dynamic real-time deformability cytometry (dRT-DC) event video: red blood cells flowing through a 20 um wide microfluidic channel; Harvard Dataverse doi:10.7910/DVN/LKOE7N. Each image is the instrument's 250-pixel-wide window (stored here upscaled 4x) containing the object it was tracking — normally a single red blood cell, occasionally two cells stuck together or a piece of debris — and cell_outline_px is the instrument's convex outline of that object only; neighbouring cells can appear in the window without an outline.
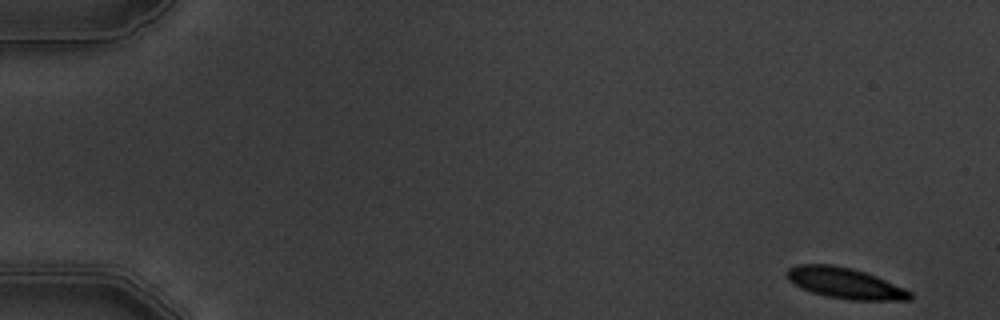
{"species": "common noctule bat (a hibernating species)", "species_latin": "Nyctalus noctula", "temperature_condition": "warm", "stored_images_in_passage": 10, "camera_frame_rate_fps": 3000, "um_per_image_px": 0.085, "animal": {"sex": "male", "body_mass_g": 19.5, "forearm_length_mm": 54.6}, "frame": {"image": 1, "passage_image": 1, "time_ms": 0.0, "image_size_px": [1000, 320], "cell_outline_px": [[912, 300], [848, 300], [828, 296], [812, 292], [800, 288], [788, 280], [784, 276], [788, 268], [796, 264], [832, 264], [852, 268], [876, 276], [904, 288], [912, 292]], "centroid_in_image_um": [71.79, 24.06], "position_along_channel_um": 13.2, "area_um2": 22.25}}
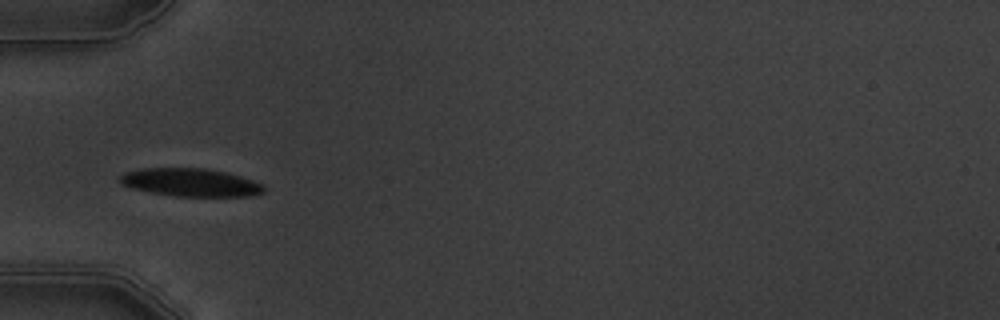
{"frame": {"image": 2, "passage_image": 5, "time_ms": 5.333, "image_size_px": [1000, 320], "cell_outline_px": [[264, 192], [248, 196], [176, 196], [148, 192], [132, 188], [120, 184], [120, 176], [124, 172], [144, 168], [204, 168], [228, 172], [252, 180], [260, 184], [264, 188]], "centroid_in_image_um": [16.16, 15.5], "position_along_channel_um": 68.8, "area_um2": 23.41}}